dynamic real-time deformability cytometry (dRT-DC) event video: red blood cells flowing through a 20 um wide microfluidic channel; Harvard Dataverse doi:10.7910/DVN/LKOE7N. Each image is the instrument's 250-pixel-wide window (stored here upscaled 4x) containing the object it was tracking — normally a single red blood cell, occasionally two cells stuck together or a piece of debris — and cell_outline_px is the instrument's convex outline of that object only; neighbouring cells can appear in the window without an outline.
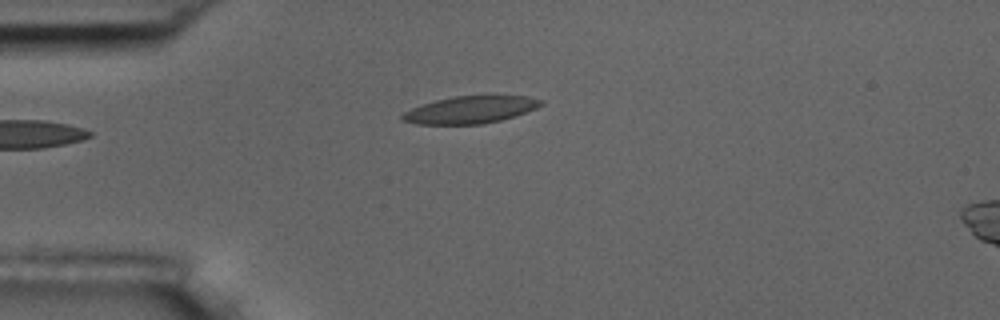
{"species": "common noctule bat (a hibernating species)", "species_latin": "Nyctalus noctula", "temperature_condition": "room temperature", "stored_images_in_passage": 4, "camera_frame_rate_fps": 3000, "um_per_image_px": 0.085, "animal": {"sex": "male", "body_mass_g": 17.5, "forearm_length_mm": 52.3}, "frame": {"image": 1, "passage_image": 4, "time_ms": 3.333, "image_size_px": [1000, 320], "cell_outline_px": [[544, 104], [536, 108], [500, 120], [484, 124], [416, 124], [404, 120], [400, 116], [404, 112], [412, 108], [436, 100], [452, 96], [528, 96], [544, 100]], "centroid_in_image_um": [39.99, 9.32], "position_along_channel_um": 45.0, "area_um2": 21.73}}